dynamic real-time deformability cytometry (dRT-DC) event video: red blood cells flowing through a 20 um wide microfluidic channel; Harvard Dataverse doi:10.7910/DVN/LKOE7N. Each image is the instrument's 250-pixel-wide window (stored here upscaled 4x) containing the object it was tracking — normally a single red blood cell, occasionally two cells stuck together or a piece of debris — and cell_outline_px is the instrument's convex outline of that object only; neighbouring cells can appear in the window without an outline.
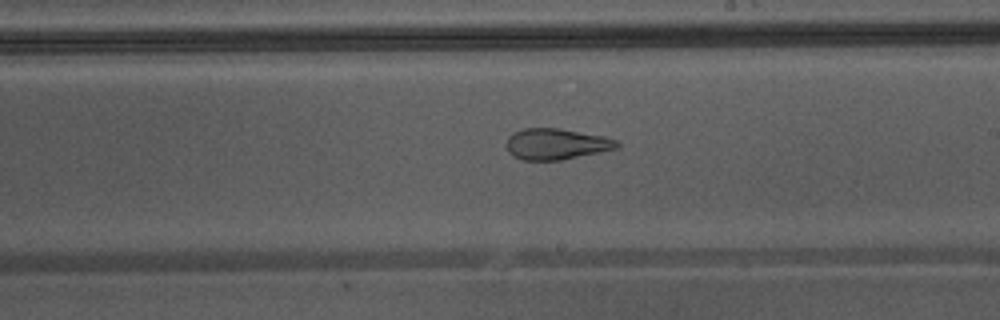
{"species": "Egyptian fruit bat (a non-hibernating species)", "species_latin": "Rousettus aegyptiacus", "temperature_condition": "warm", "stored_images_in_passage": 46, "camera_frame_rate_fps": 3000, "um_per_image_px": 0.085, "animal": {"sex": "male"}, "frame": {"image": 1, "passage_image": 26, "time_ms": 8.333, "image_size_px": [1000, 320], "cell_outline_px": [[620, 144], [616, 148], [600, 152], [560, 160], [524, 160], [512, 156], [508, 152], [508, 136], [512, 132], [524, 128], [560, 128], [604, 136], [616, 140]], "centroid_in_image_um": [47.26, 12.23], "position_along_channel_um": 241.7, "area_um2": 19.94}, "authors_computed_cell_mechanics": {"area_um2": 26.9059, "velocity_mm_per_s": 4.3749, "shape_relaxation_time_tau1_ms": null, "shape_relaxation_time_tau2_ms": 1.1978, "deformation_change_tau1": null, "deformation_change_tau2": 0.091}}